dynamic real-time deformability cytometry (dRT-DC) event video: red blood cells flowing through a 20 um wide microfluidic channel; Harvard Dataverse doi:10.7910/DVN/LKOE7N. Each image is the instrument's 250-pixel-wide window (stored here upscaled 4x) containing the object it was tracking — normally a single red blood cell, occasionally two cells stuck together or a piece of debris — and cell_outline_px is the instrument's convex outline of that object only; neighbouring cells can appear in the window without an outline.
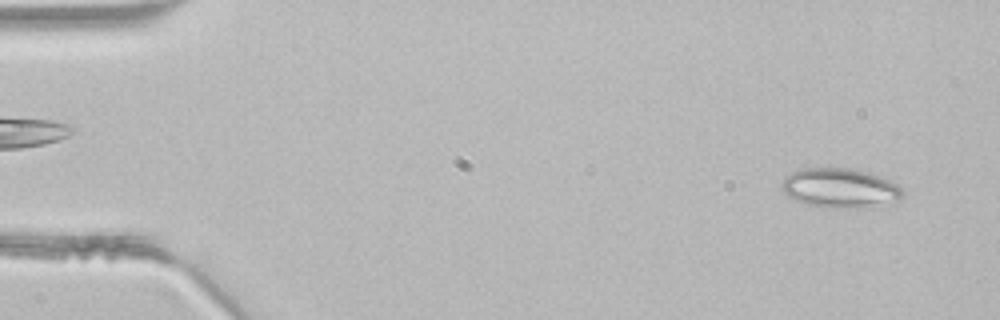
{"species": "common noctule bat (a hibernating species)", "species_latin": "Nyctalus noctula", "temperature_condition": "room temperature", "stored_images_in_passage": 45, "camera_frame_rate_fps": 3000, "um_per_image_px": 0.085, "animal": {"sex": "male", "body_mass_g": 21.5, "forearm_length_mm": 52.0}, "frame": {"image": 1, "passage_image": 2, "time_ms": 0.333, "image_size_px": [1000, 320], "cell_outline_px": [[904, 196], [896, 204], [872, 208], [856, 208], [804, 204], [788, 196], [780, 188], [780, 184], [784, 176], [792, 172], [804, 168], [852, 168], [868, 172], [880, 176], [896, 184], [904, 192]], "centroid_in_image_um": [71.46, 15.99], "position_along_channel_um": 13.5, "area_um2": 28.26}}
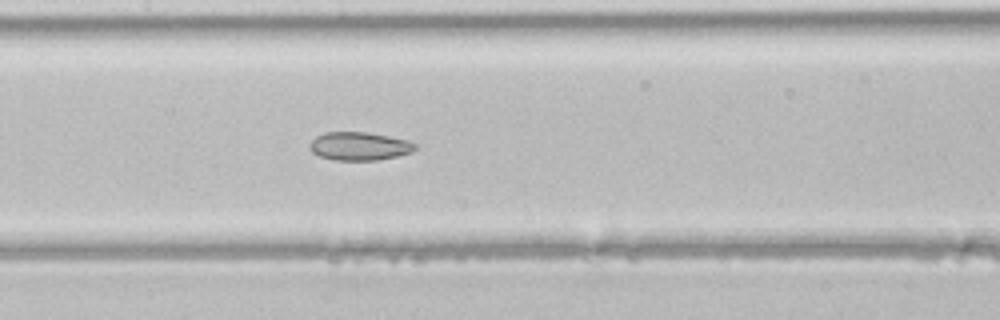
{"frame": {"image": 2, "passage_image": 21, "time_ms": 6.667, "image_size_px": [1000, 320], "cell_outline_px": [[416, 148], [412, 152], [396, 156], [376, 160], [332, 160], [320, 156], [312, 152], [308, 148], [312, 140], [316, 136], [324, 132], [364, 132], [388, 136], [408, 140], [416, 144]], "centroid_in_image_um": [30.52, 12.42], "position_along_channel_um": 176.9, "area_um2": 17.34}}
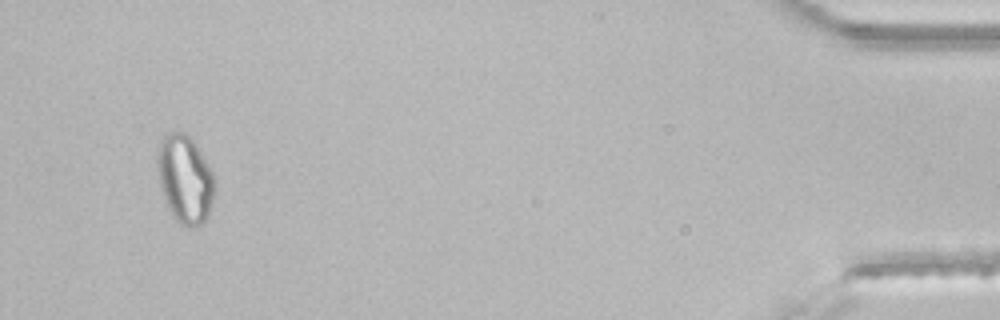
{"frame": {"image": 3, "passage_image": 43, "time_ms": 14.0, "image_size_px": [1000, 320], "cell_outline_px": [[212, 204], [208, 216], [196, 228], [180, 224], [176, 220], [164, 196], [160, 184], [156, 160], [160, 140], [168, 132], [184, 132], [192, 140], [208, 164], [212, 172]], "centroid_in_image_um": [15.7, 15.21], "position_along_channel_um": 419.5, "area_um2": 28.61}}